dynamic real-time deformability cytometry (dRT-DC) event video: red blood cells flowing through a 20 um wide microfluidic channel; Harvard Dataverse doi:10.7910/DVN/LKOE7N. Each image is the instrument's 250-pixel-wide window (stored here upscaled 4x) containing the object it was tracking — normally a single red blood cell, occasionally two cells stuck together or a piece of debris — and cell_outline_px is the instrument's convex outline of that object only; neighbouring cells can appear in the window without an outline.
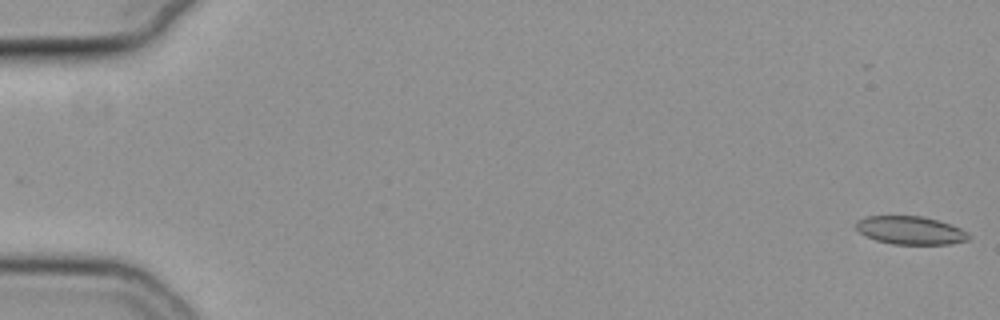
{"species": "common noctule bat (a hibernating species)", "species_latin": "Nyctalus noctula", "temperature_condition": "cold", "stored_images_in_passage": 56, "camera_frame_rate_fps": 3000, "um_per_image_px": 0.085, "animal": {"sex": "female", "body_mass_g": 19.3, "forearm_length_mm": 54.1}, "frame": {"image": 1, "passage_image": 1, "time_ms": 0.0, "image_size_px": [1000, 320], "cell_outline_px": [[972, 236], [968, 240], [948, 244], [892, 244], [876, 240], [860, 232], [856, 228], [856, 220], [868, 216], [924, 216], [960, 228], [968, 232]], "centroid_in_image_um": [77.4, 19.58], "position_along_channel_um": 7.6, "area_um2": 18.38}}
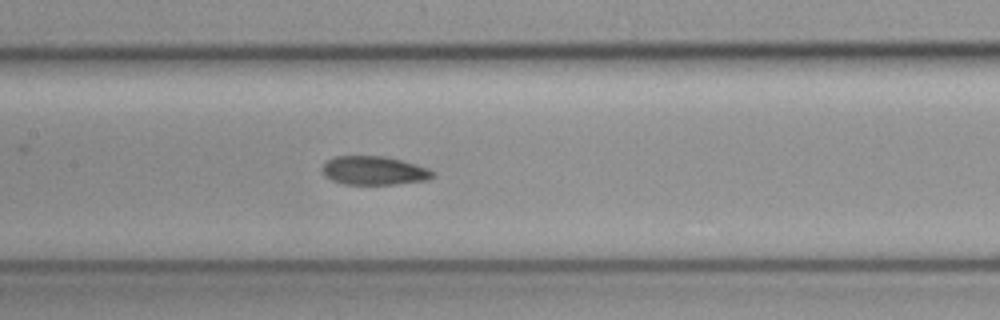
{"frame": {"image": 2, "passage_image": 28, "time_ms": 9.0, "image_size_px": [1000, 320], "cell_outline_px": [[436, 176], [428, 180], [396, 184], [344, 184], [332, 180], [324, 176], [320, 168], [328, 160], [336, 156], [388, 156], [404, 160], [428, 168], [436, 172]], "centroid_in_image_um": [31.83, 14.49], "position_along_channel_um": 175.6, "area_um2": 18.79}}
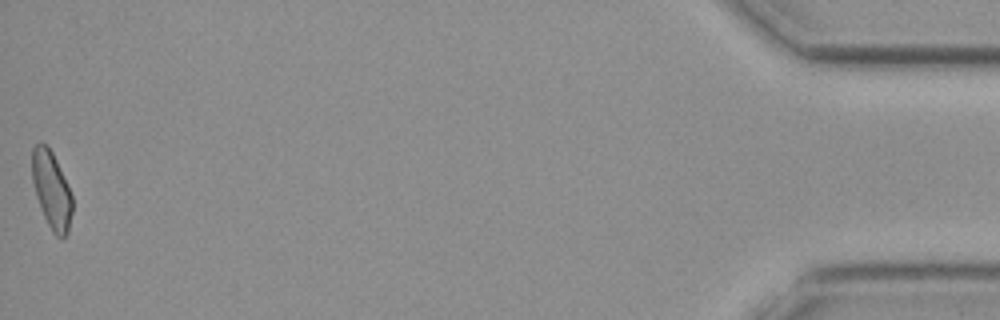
{"frame": {"image": 3, "passage_image": 56, "time_ms": 18.333, "image_size_px": [1000, 320], "cell_outline_px": [[72, 212], [68, 232], [64, 236], [56, 236], [52, 232], [44, 216], [36, 196], [32, 180], [32, 148], [40, 140], [48, 144], [56, 160], [72, 196]], "centroid_in_image_um": [4.36, 16.1], "position_along_channel_um": 430.8, "area_um2": 17.98}, "authors_computed_cell_mechanics": {"area_um2": 18.7561, "velocity_mm_per_s": 3.7923, "shape_relaxation_time_tau1_ms": null, "shape_relaxation_time_tau2_ms": 5.1276, "deformation_change_tau1": null, "deformation_change_tau2": 0.0911}}